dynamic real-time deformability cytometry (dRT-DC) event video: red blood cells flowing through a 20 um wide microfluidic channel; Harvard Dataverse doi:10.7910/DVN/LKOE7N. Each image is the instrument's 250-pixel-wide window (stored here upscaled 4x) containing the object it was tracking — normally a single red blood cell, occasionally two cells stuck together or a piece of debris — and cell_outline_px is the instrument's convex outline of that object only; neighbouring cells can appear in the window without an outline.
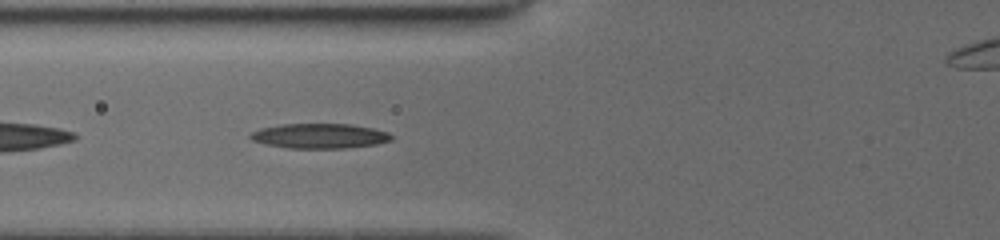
{"species": "common noctule bat (a hibernating species)", "species_latin": "Nyctalus noctula", "temperature_condition": "cold", "stored_images_in_passage": 56, "camera_frame_rate_fps": 3000, "um_per_image_px": 0.085, "animal": {"sex": "female", "body_mass_g": 19.5, "forearm_length_mm": 54.1}, "frame": {"image": 1, "passage_image": 24, "time_ms": 7.333, "image_size_px": [1000, 240], "cell_outline_px": [[392, 140], [376, 144], [344, 148], [288, 148], [264, 144], [252, 140], [248, 136], [252, 132], [260, 128], [280, 124], [352, 124], [372, 128], [388, 132], [392, 136]], "centroid_in_image_um": [27.14, 11.55], "position_along_channel_um": 98.7, "area_um2": 20.46}}
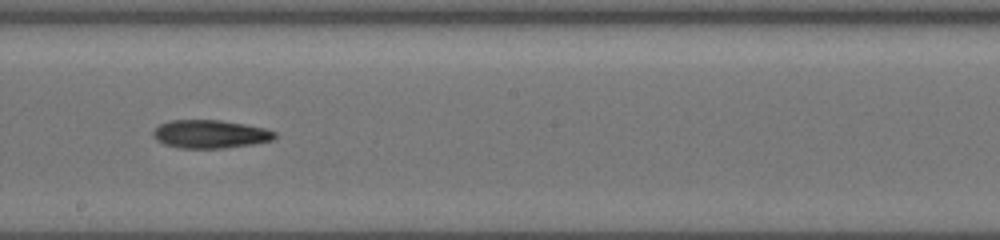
{"frame": {"image": 2, "passage_image": 33, "time_ms": 10.667, "image_size_px": [1000, 240], "cell_outline_px": [[276, 136], [272, 140], [252, 144], [224, 148], [180, 148], [164, 144], [156, 140], [152, 136], [152, 132], [160, 124], [168, 120], [220, 120], [244, 124], [264, 128], [276, 132]], "centroid_in_image_um": [17.83, 11.39], "position_along_channel_um": 230.4, "area_um2": 20.0}}
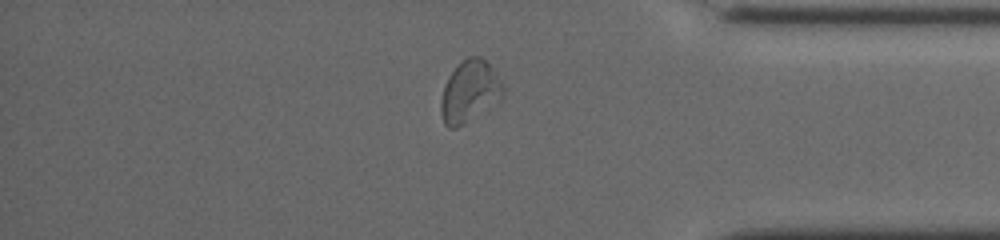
{"frame": {"image": 3, "passage_image": 56, "time_ms": 18.333, "image_size_px": [1000, 240], "cell_outline_px": [[504, 96], [500, 100], [456, 128], [448, 128], [444, 124], [440, 112], [440, 100], [444, 84], [460, 60], [468, 56], [480, 56], [492, 68], [504, 84]], "centroid_in_image_um": [39.9, 7.76], "position_along_channel_um": 395.3, "area_um2": 22.37}, "authors_computed_cell_mechanics": {"area_um2": 20.3456, "velocity_mm_per_s": 3.9514, "shape_relaxation_time_tau1_ms": 4.043, "shape_relaxation_time_tau2_ms": null, "deformation_change_tau1": 0.1311, "deformation_change_tau2": null}}